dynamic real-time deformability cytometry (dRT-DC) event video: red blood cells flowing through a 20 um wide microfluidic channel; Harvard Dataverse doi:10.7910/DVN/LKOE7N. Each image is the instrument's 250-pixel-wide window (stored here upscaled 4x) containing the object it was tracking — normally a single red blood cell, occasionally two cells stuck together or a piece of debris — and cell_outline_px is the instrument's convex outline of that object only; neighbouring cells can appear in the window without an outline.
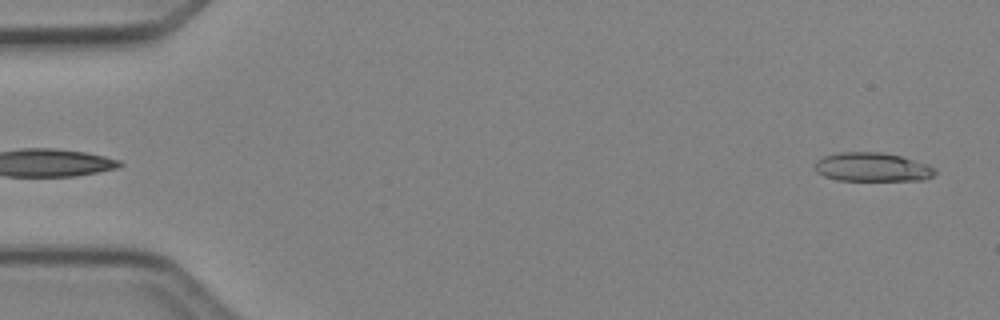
{"species": "Egyptian fruit bat (a non-hibernating species)", "species_latin": "Rousettus aegyptiacus", "temperature_condition": "cold", "stored_images_in_passage": 46, "camera_frame_rate_fps": 3000, "um_per_image_px": 0.085, "animal": {"sex": "female"}, "frame": {"image": 1, "passage_image": 1, "time_ms": 0.0, "image_size_px": [1000, 320], "cell_outline_px": [[936, 172], [932, 176], [924, 180], [836, 180], [824, 176], [816, 172], [812, 164], [816, 160], [824, 156], [840, 152], [884, 152], [900, 156], [928, 164], [936, 168]], "centroid_in_image_um": [74.11, 14.2], "position_along_channel_um": 10.9, "area_um2": 20.4}}
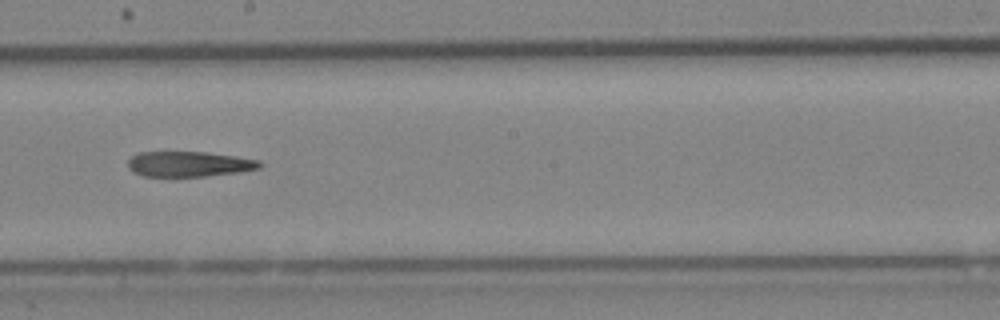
{"frame": {"image": 2, "passage_image": 26, "time_ms": 8.333, "image_size_px": [1000, 320], "cell_outline_px": [[264, 164], [260, 168], [240, 172], [204, 176], [144, 176], [132, 172], [128, 168], [128, 160], [132, 156], [140, 152], [208, 152], [236, 156], [260, 160]], "centroid_in_image_um": [16.09, 13.94], "position_along_channel_um": 232.1, "area_um2": 19.54}}
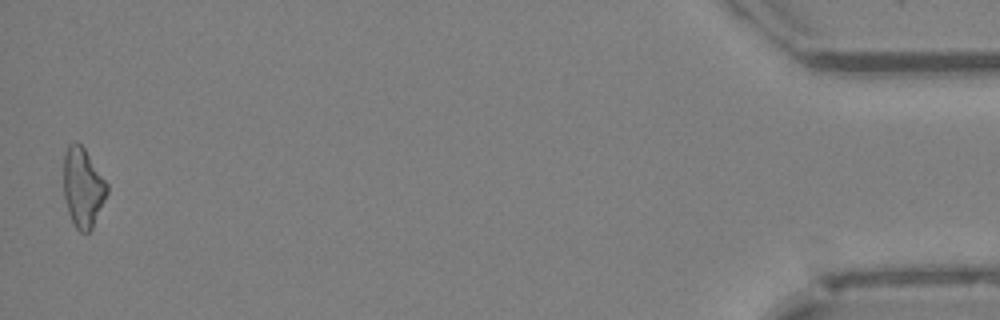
{"frame": {"image": 3, "passage_image": 46, "time_ms": 15.0, "image_size_px": [1000, 320], "cell_outline_px": [[108, 192], [92, 228], [88, 232], [80, 232], [76, 228], [68, 212], [64, 196], [64, 152], [68, 144], [76, 140], [84, 148], [108, 184]], "centroid_in_image_um": [7.04, 15.91], "position_along_channel_um": 428.2, "area_um2": 20.0}}